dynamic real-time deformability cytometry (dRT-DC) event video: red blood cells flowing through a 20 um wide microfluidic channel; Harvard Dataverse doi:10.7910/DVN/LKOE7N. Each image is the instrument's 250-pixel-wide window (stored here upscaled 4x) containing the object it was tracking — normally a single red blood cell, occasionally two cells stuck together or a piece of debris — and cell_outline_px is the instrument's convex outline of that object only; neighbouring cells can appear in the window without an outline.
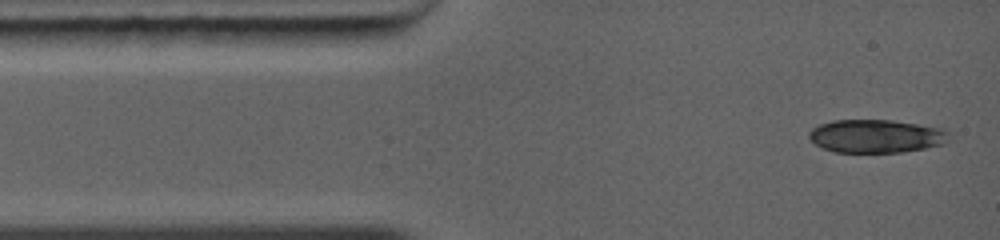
{"species": "common noctule bat (a hibernating species)", "species_latin": "Nyctalus noctula", "temperature_condition": "warm", "stored_images_in_passage": 2, "camera_frame_rate_fps": 5000, "um_per_image_px": 0.085, "animal": {"sex": "female", "body_mass_g": 19.0, "forearm_length_mm": 56.7}, "frame": {"image": 1, "passage_image": 1, "time_ms": 0.0, "image_size_px": [1000, 240], "cell_outline_px": [[948, 140], [944, 144], [924, 148], [900, 152], [832, 152], [816, 144], [808, 136], [808, 132], [812, 128], [820, 124], [832, 120], [892, 120], [944, 128], [948, 132]], "centroid_in_image_um": [74.47, 11.56], "position_along_channel_um": 10.5, "area_um2": 27.11}}